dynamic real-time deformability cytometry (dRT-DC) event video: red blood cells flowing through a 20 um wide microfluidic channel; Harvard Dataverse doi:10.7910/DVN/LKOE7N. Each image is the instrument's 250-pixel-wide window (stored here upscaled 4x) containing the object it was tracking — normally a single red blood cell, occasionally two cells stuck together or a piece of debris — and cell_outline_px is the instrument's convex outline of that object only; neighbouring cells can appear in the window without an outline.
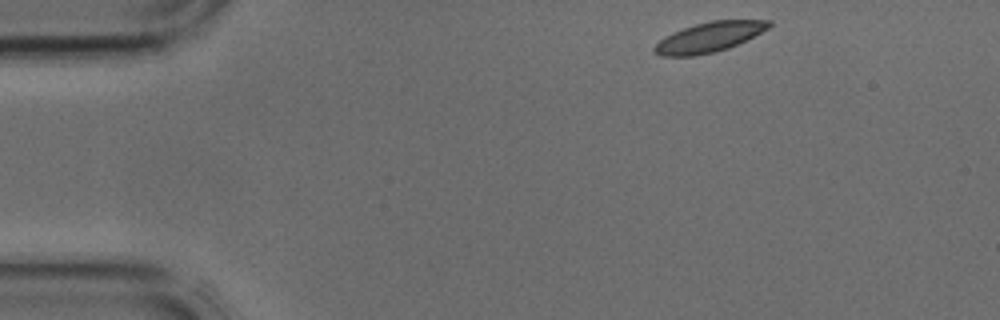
{"species": "common noctule bat (a hibernating species)", "species_latin": "Nyctalus noctula", "temperature_condition": "cold", "stored_images_in_passage": 38, "camera_frame_rate_fps": 3000, "um_per_image_px": 0.085, "animal": {"sex": "male", "body_mass_g": 17.9, "forearm_length_mm": 54.2}, "frame": {"image": 1, "passage_image": 1, "time_ms": 0.0, "image_size_px": [1000, 320], "cell_outline_px": [[772, 24], [768, 28], [728, 48], [716, 52], [692, 56], [660, 56], [652, 52], [652, 48], [664, 36], [684, 28], [696, 24], [712, 20], [772, 20]], "centroid_in_image_um": [60.23, 3.16], "position_along_channel_um": 24.8, "area_um2": 19.77}}
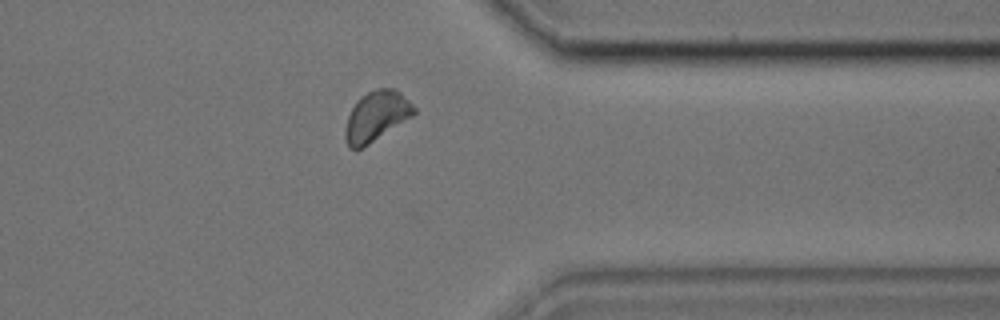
{"frame": {"image": 2, "passage_image": 29, "time_ms": 9.333, "image_size_px": [1000, 320], "cell_outline_px": [[416, 112], [412, 116], [368, 144], [360, 148], [348, 148], [344, 136], [344, 128], [348, 116], [352, 108], [360, 96], [376, 88], [396, 88], [416, 108]], "centroid_in_image_um": [31.97, 9.86], "position_along_channel_um": 379.4, "area_um2": 19.83}}
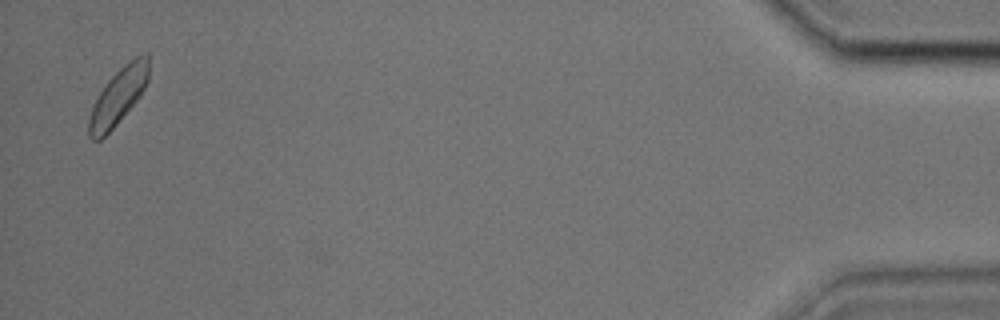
{"frame": {"image": 3, "passage_image": 37, "time_ms": 12.0, "image_size_px": [1000, 320], "cell_outline_px": [[148, 80], [140, 96], [116, 124], [100, 140], [92, 140], [88, 136], [88, 120], [92, 108], [104, 84], [124, 64], [136, 56], [144, 52], [148, 52]], "centroid_in_image_um": [10.05, 8.17], "position_along_channel_um": 425.2, "area_um2": 19.36}}